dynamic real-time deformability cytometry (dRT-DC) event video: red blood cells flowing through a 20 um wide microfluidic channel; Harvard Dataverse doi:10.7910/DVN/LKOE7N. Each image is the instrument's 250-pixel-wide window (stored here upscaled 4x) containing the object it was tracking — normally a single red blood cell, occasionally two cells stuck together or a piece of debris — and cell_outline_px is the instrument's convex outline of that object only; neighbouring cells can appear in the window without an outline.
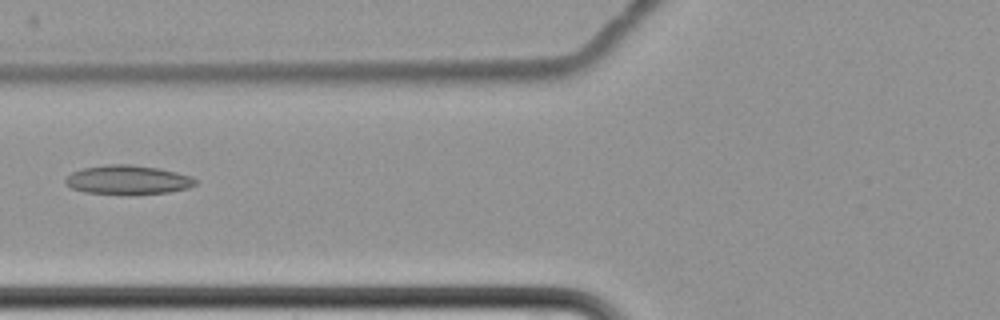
{"species": "common noctule bat (a hibernating species)", "species_latin": "Nyctalus noctula", "temperature_condition": "cold", "stored_images_in_passage": 7, "camera_frame_rate_fps": 3000, "um_per_image_px": 0.085, "animal": {"sex": "female", "body_mass_g": 22.7, "forearm_length_mm": 54.2}, "frame": {"image": 1, "passage_image": 7, "time_ms": 8.333, "image_size_px": [1000, 320], "cell_outline_px": [[196, 184], [188, 188], [168, 192], [136, 196], [128, 196], [84, 192], [72, 188], [64, 184], [64, 180], [72, 172], [84, 168], [108, 164], [132, 164], [160, 168], [192, 176], [196, 180]], "centroid_in_image_um": [10.87, 15.31], "position_along_channel_um": 114.9, "area_um2": 22.66}}